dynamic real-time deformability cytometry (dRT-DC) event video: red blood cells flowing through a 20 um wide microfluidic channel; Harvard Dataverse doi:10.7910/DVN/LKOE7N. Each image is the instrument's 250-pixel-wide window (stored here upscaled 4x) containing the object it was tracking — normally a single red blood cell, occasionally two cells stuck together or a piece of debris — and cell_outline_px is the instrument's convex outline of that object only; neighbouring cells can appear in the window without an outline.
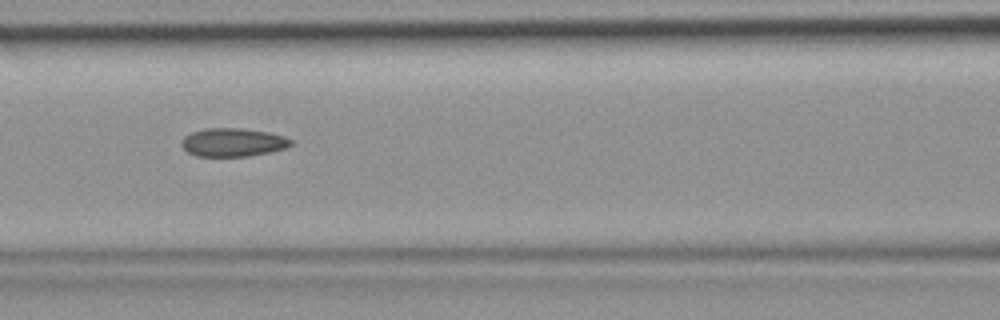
{"species": "common noctule bat (a hibernating species)", "species_latin": "Nyctalus noctula", "temperature_condition": "room temperature", "stored_images_in_passage": 6, "camera_frame_rate_fps": 3000, "um_per_image_px": 0.085, "animal": {"sex": "female", "body_mass_g": 19.9}, "frame": {"image": 1, "passage_image": 6, "time_ms": 1.667, "image_size_px": [1000, 320], "cell_outline_px": [[292, 144], [284, 148], [268, 152], [248, 156], [196, 156], [188, 152], [180, 144], [184, 136], [192, 132], [204, 128], [240, 128], [268, 132], [284, 136], [292, 140]], "centroid_in_image_um": [19.77, 12.09], "position_along_channel_um": 146.8, "area_um2": 17.98}}